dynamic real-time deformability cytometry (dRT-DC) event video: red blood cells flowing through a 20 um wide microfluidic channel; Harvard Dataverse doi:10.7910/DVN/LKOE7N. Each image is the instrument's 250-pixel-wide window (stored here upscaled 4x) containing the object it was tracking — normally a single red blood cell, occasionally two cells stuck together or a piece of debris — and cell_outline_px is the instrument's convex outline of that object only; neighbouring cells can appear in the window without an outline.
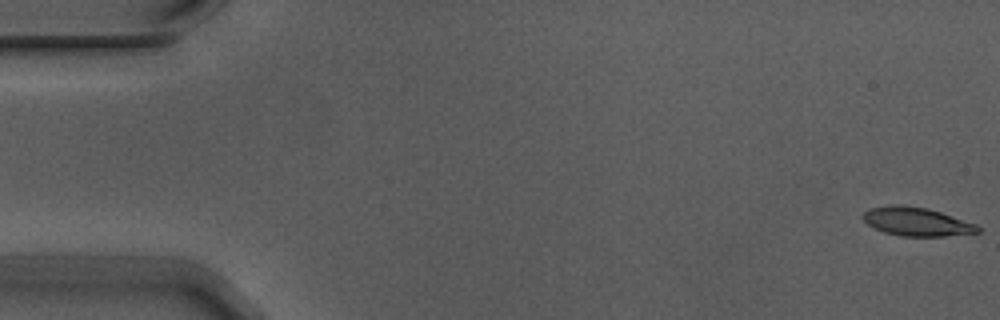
{"species": "Egyptian fruit bat (a non-hibernating species)", "species_latin": "Rousettus aegyptiacus", "temperature_condition": "warm", "stored_images_in_passage": 5, "camera_frame_rate_fps": 3000, "um_per_image_px": 0.085, "animal": {"sex": "male"}, "frame": {"image": 1, "passage_image": 1, "time_ms": 0.0, "image_size_px": [1000, 320], "cell_outline_px": [[980, 232], [944, 236], [900, 236], [884, 232], [868, 224], [860, 216], [864, 212], [872, 208], [892, 204], [900, 204], [928, 208], [976, 224], [980, 228]], "centroid_in_image_um": [77.89, 18.83], "position_along_channel_um": 7.1, "area_um2": 19.02}}
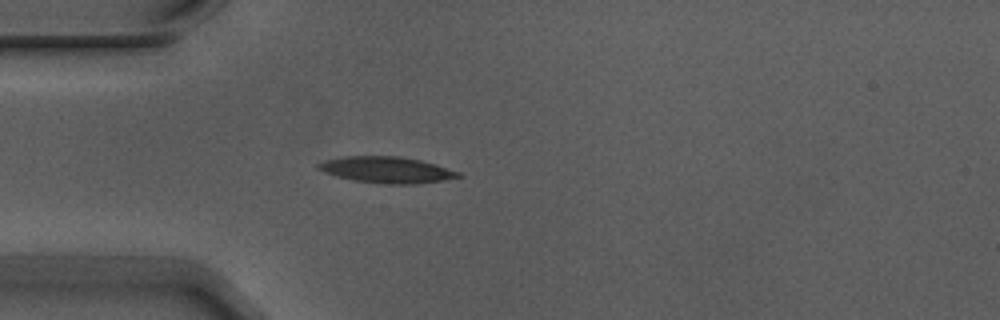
{"frame": {"image": 2, "passage_image": 5, "time_ms": 1.333, "image_size_px": [1000, 320], "cell_outline_px": [[464, 176], [444, 180], [416, 184], [380, 184], [356, 180], [336, 176], [324, 172], [316, 168], [316, 164], [324, 160], [344, 156], [400, 156], [420, 160], [460, 172]], "centroid_in_image_um": [32.85, 14.43], "position_along_channel_um": 52.2, "area_um2": 21.44}}